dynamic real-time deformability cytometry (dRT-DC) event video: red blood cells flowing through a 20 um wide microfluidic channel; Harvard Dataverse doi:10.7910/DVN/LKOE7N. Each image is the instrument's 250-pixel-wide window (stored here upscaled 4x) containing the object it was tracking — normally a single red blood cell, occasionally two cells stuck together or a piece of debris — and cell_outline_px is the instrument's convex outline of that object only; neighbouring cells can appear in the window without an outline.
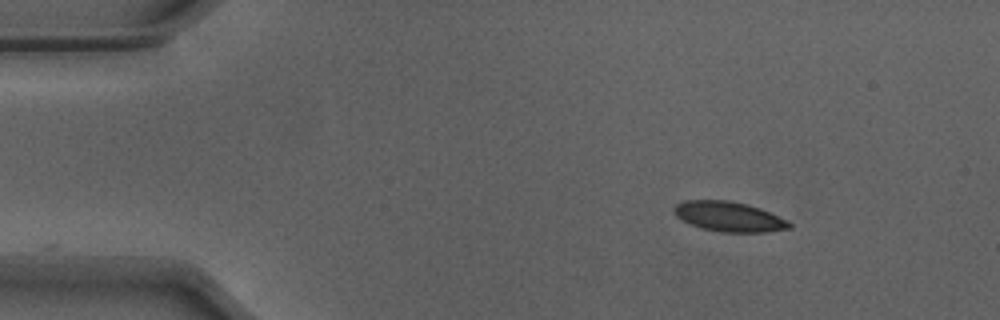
{"species": "Egyptian fruit bat (a non-hibernating species)", "species_latin": "Rousettus aegyptiacus", "temperature_condition": "warm", "stored_images_in_passage": 46, "camera_frame_rate_fps": 3000, "um_per_image_px": 0.085, "animal": {"sex": "male"}, "frame": {"image": 1, "passage_image": 1, "time_ms": 0.0, "image_size_px": [1000, 320], "cell_outline_px": [[792, 228], [768, 232], [720, 232], [700, 228], [688, 224], [680, 220], [672, 212], [672, 208], [676, 204], [684, 200], [728, 200], [760, 208], [788, 220], [792, 224]], "centroid_in_image_um": [61.92, 18.42], "position_along_channel_um": 23.1, "area_um2": 20.4}}
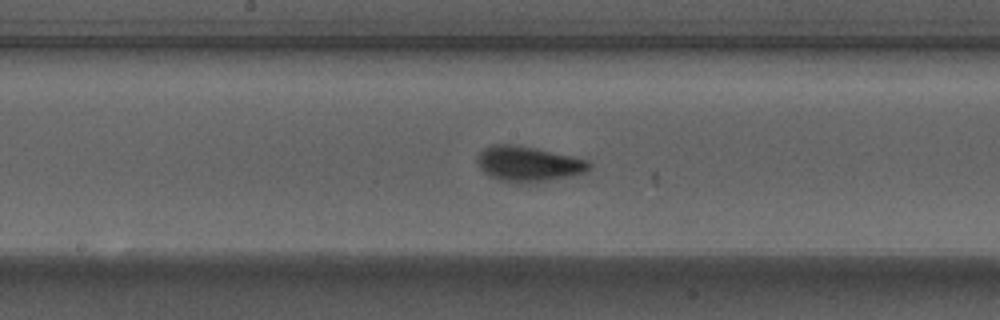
{"frame": {"image": 2, "passage_image": 21, "time_ms": 6.667, "image_size_px": [1000, 320], "cell_outline_px": [[592, 168], [584, 172], [572, 176], [532, 184], [520, 184], [500, 180], [484, 172], [480, 168], [476, 160], [476, 156], [484, 148], [492, 144], [508, 144], [536, 148], [572, 156], [588, 160], [592, 164]], "centroid_in_image_um": [44.92, 13.95], "position_along_channel_um": 203.3, "area_um2": 23.29}}
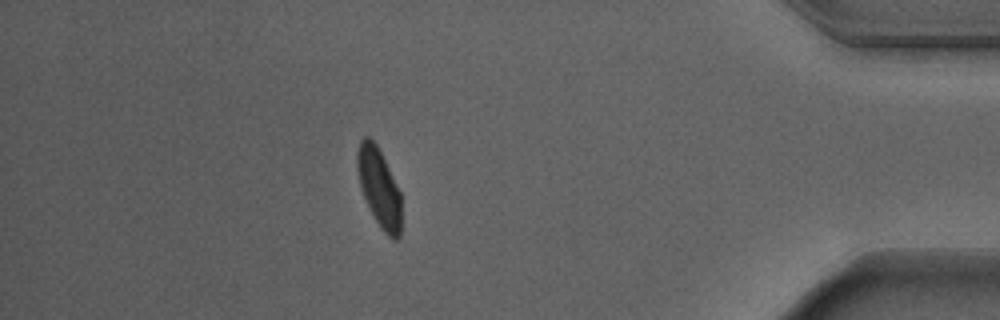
{"frame": {"image": 3, "passage_image": 40, "time_ms": 13.0, "image_size_px": [1000, 320], "cell_outline_px": [[400, 236], [396, 240], [392, 240], [380, 228], [360, 188], [356, 168], [356, 152], [360, 140], [364, 136], [368, 136], [376, 144], [400, 192]], "centroid_in_image_um": [32.19, 15.93], "position_along_channel_um": 403.0, "area_um2": 19.94}, "authors_computed_cell_mechanics": {"area_um2": 21.0681, "velocity_mm_per_s": 3.8825, "shape_relaxation_time_tau1_ms": 2.2783, "shape_relaxation_time_tau2_ms": null, "deformation_change_tau1": 0.12, "deformation_change_tau2": null}}